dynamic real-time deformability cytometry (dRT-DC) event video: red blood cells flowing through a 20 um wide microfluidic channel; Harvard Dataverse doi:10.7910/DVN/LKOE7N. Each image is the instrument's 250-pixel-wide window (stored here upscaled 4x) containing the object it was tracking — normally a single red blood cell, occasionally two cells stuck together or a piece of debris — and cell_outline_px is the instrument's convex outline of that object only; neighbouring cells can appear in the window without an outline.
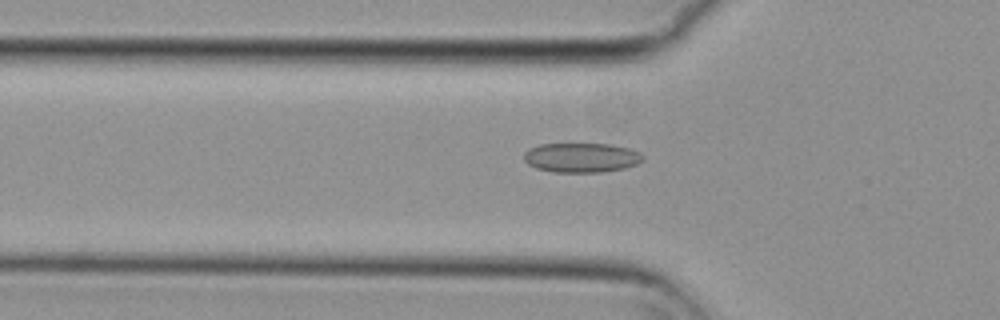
{"species": "common noctule bat (a hibernating species)", "species_latin": "Nyctalus noctula", "temperature_condition": "cold", "stored_images_in_passage": 50, "camera_frame_rate_fps": 3000, "um_per_image_px": 0.085, "animal": {"sex": "female", "body_mass_g": 29.2, "forearm_length_mm": 56.3}, "frame": {"image": 1, "passage_image": 18, "time_ms": 5.667, "image_size_px": [1000, 320], "cell_outline_px": [[644, 160], [636, 164], [624, 168], [600, 172], [552, 172], [536, 168], [528, 164], [524, 160], [524, 152], [528, 148], [540, 144], [612, 144], [628, 148], [640, 152], [644, 156]], "centroid_in_image_um": [49.41, 13.39], "position_along_channel_um": 76.4, "area_um2": 20.58}}
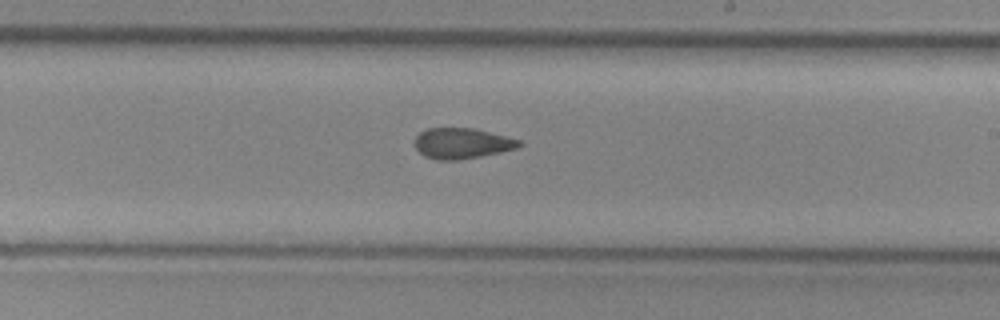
{"frame": {"image": 2, "passage_image": 32, "time_ms": 10.333, "image_size_px": [1000, 320], "cell_outline_px": [[524, 144], [516, 148], [500, 152], [460, 160], [436, 160], [424, 156], [412, 144], [412, 140], [420, 132], [428, 128], [476, 128], [520, 140]], "centroid_in_image_um": [39.23, 12.18], "position_along_channel_um": 249.8, "area_um2": 18.84}}
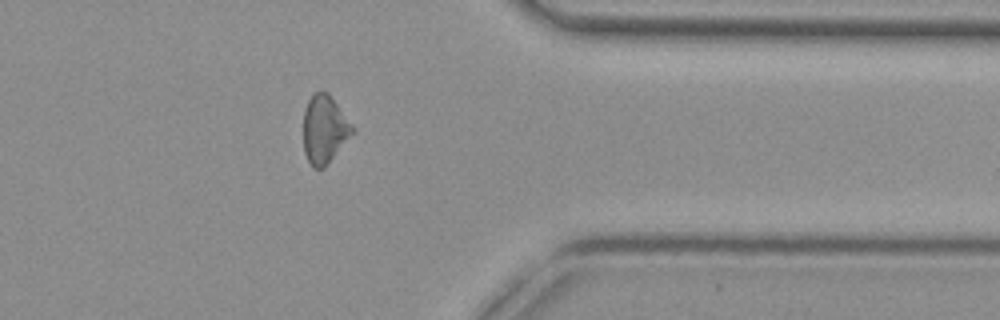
{"frame": {"image": 3, "passage_image": 44, "time_ms": 14.333, "image_size_px": [1000, 320], "cell_outline_px": [[356, 132], [324, 168], [312, 168], [304, 152], [304, 112], [308, 100], [320, 88], [328, 92], [356, 128]], "centroid_in_image_um": [27.62, 10.99], "position_along_channel_um": 383.8, "area_um2": 19.83}, "authors_computed_cell_mechanics": {"area_um2": 19.941, "velocity_mm_per_s": 3.7011, "shape_relaxation_time_tau1_ms": null, "shape_relaxation_time_tau2_ms": 4.3399, "deformation_change_tau1": null, "deformation_change_tau2": 0.095}}